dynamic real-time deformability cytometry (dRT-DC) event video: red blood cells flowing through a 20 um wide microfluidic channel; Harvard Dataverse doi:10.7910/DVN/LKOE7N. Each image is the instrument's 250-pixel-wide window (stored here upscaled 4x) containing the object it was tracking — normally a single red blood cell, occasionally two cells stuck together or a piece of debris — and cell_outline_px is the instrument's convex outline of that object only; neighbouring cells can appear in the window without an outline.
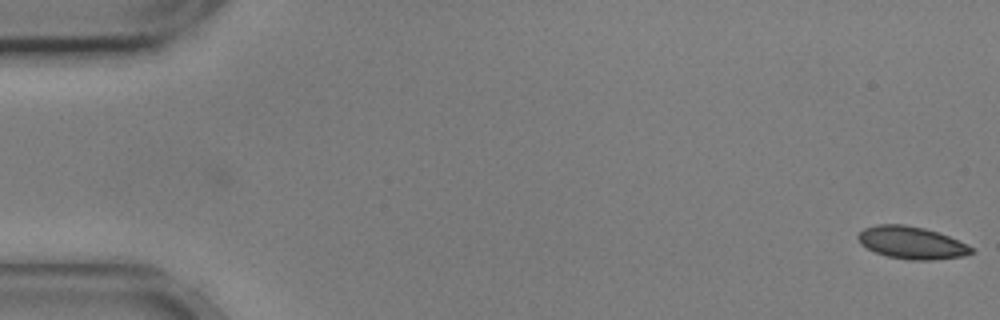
{"species": "common noctule bat (a hibernating species)", "species_latin": "Nyctalus noctula", "temperature_condition": "cold", "stored_images_in_passage": 56, "camera_frame_rate_fps": 3000, "um_per_image_px": 0.085, "animal": {"sex": "male", "body_mass_g": 17.9, "forearm_length_mm": 54.2}, "frame": {"image": 1, "passage_image": 1, "time_ms": 0.0, "image_size_px": [1000, 320], "cell_outline_px": [[976, 252], [964, 256], [932, 260], [912, 260], [888, 256], [876, 252], [860, 244], [856, 236], [864, 228], [876, 224], [904, 224], [924, 228], [948, 236], [972, 248]], "centroid_in_image_um": [77.46, 20.63], "position_along_channel_um": 7.5, "area_um2": 21.21}}
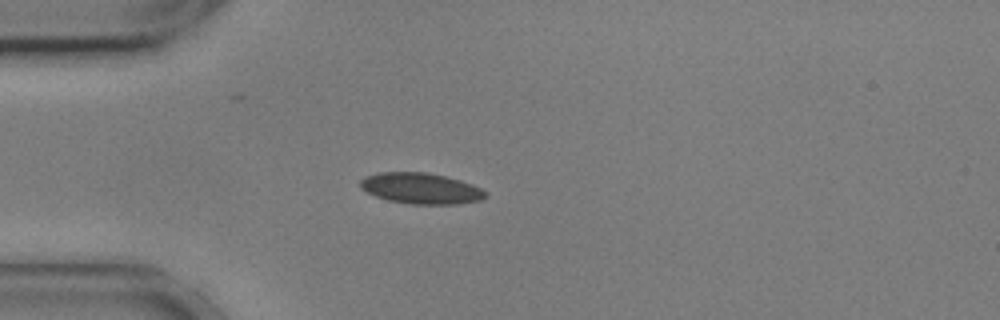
{"frame": {"image": 2, "passage_image": 15, "time_ms": 4.667, "image_size_px": [1000, 320], "cell_outline_px": [[488, 196], [480, 200], [460, 204], [412, 204], [388, 200], [376, 196], [360, 188], [360, 180], [364, 176], [376, 172], [428, 172], [460, 180], [472, 184], [488, 192]], "centroid_in_image_um": [35.78, 16.01], "position_along_channel_um": 49.2, "area_um2": 22.72}}
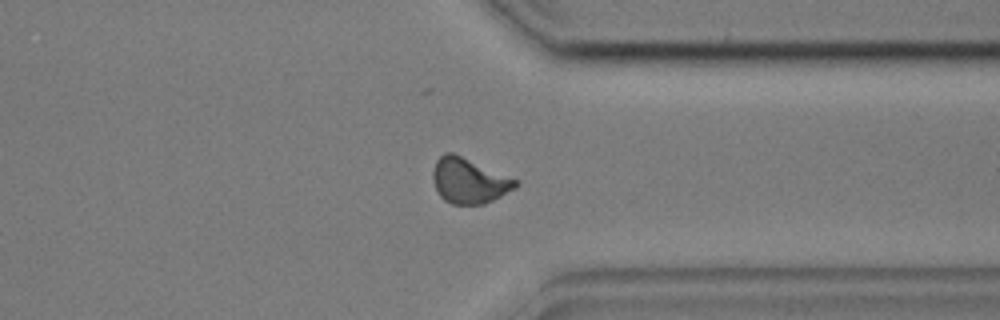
{"frame": {"image": 3, "passage_image": 43, "time_ms": 14.0, "image_size_px": [1000, 320], "cell_outline_px": [[520, 184], [516, 188], [484, 204], [452, 204], [444, 200], [440, 196], [432, 180], [432, 172], [436, 160], [444, 152], [452, 152], [520, 180]], "centroid_in_image_um": [39.88, 15.35], "position_along_channel_um": 371.5, "area_um2": 21.96}, "authors_computed_cell_mechanics": {"area_um2": 21.4727, "velocity_mm_per_s": 3.5954, "shape_relaxation_time_tau1_ms": 6.9758, "shape_relaxation_time_tau2_ms": 0.7544, "deformation_change_tau1": 0.1263, "deformation_change_tau2": 0.0621}}